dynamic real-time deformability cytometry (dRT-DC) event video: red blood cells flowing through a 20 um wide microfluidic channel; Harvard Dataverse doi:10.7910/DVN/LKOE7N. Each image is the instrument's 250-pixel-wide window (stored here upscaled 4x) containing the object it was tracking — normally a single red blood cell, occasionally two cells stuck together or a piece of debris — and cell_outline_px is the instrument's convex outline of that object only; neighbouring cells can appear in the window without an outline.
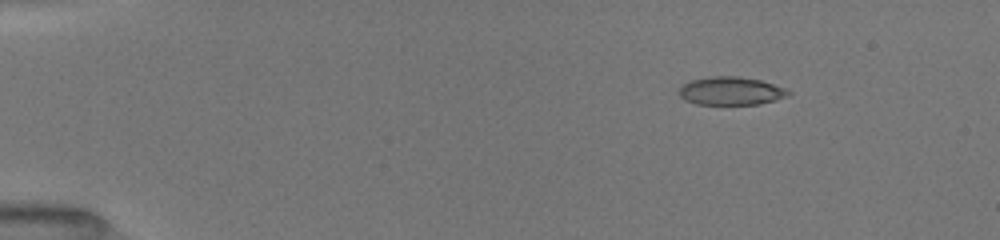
{"species": "common noctule bat (a hibernating species)", "species_latin": "Nyctalus noctula", "temperature_condition": "room temperature", "stored_images_in_passage": 11, "camera_frame_rate_fps": 3000, "um_per_image_px": 0.085, "animal": {"sex": "female", "body_mass_g": 19.5, "forearm_length_mm": 54.1}, "frame": {"image": 1, "passage_image": 3, "time_ms": 1.667, "image_size_px": [1000, 240], "cell_outline_px": [[792, 92], [788, 96], [776, 100], [760, 104], [696, 104], [684, 100], [680, 96], [680, 88], [684, 84], [692, 80], [712, 76], [740, 76], [760, 80], [788, 88]], "centroid_in_image_um": [62.19, 7.73], "position_along_channel_um": 22.8, "area_um2": 18.03}}
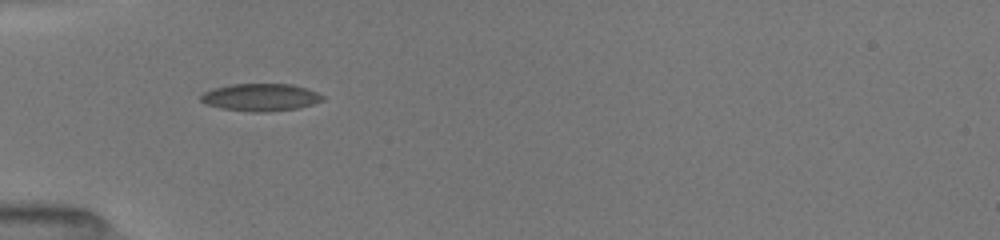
{"frame": {"image": 2, "passage_image": 8, "time_ms": 5.0, "image_size_px": [1000, 240], "cell_outline_px": [[324, 100], [300, 108], [268, 112], [252, 112], [220, 108], [208, 104], [200, 100], [200, 96], [204, 92], [212, 88], [232, 84], [292, 84], [308, 88], [324, 96]], "centroid_in_image_um": [22.17, 8.27], "position_along_channel_um": 62.8, "area_um2": 19.59}}
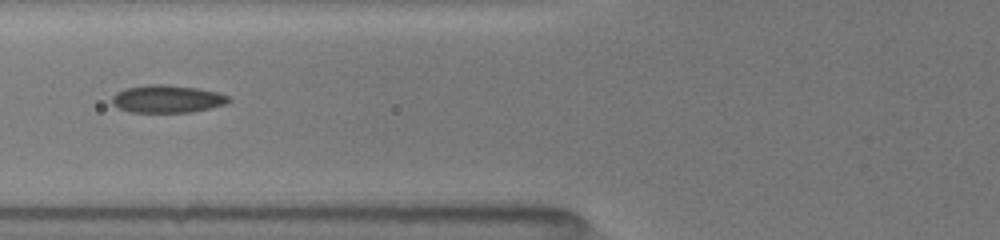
{"frame": {"image": 3, "passage_image": 10, "time_ms": 6.333, "image_size_px": [1000, 240], "cell_outline_px": [[232, 100], [224, 104], [192, 112], [128, 112], [116, 108], [112, 104], [112, 96], [116, 92], [124, 88], [148, 84], [168, 84], [196, 88], [220, 92], [232, 96]], "centroid_in_image_um": [14.2, 8.4], "position_along_channel_um": 111.6, "area_um2": 19.13}}